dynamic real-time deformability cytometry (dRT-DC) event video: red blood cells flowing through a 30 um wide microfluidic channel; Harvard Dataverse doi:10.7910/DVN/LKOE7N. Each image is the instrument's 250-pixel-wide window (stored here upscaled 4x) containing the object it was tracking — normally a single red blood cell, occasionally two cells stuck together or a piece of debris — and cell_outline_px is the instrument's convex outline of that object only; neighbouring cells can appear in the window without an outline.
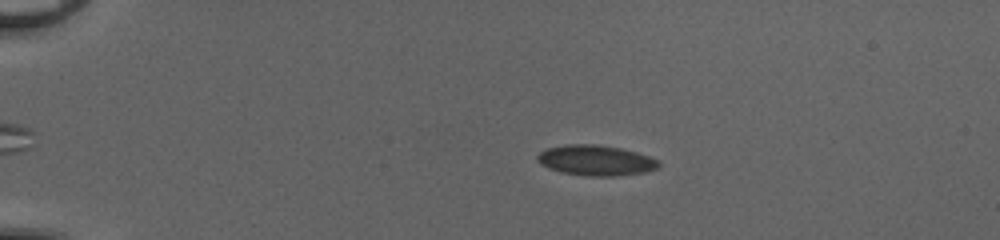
{"species": "common noctule bat (a hibernating species)", "species_latin": "Nyctalus noctula", "temperature_condition": "cold", "stored_images_in_passage": 55, "camera_frame_rate_fps": 3000, "um_per_image_px": 0.085, "animal": {"sex": "female", "body_mass_g": 20.0, "forearm_length_mm": 54.0}, "frame": {"image": 1, "passage_image": 13, "time_ms": 4.0, "image_size_px": [1000, 240], "cell_outline_px": [[660, 164], [656, 168], [644, 172], [612, 176], [592, 176], [560, 172], [548, 168], [540, 164], [536, 160], [536, 156], [540, 152], [548, 148], [568, 144], [596, 144], [620, 148], [636, 152], [648, 156], [656, 160]], "centroid_in_image_um": [50.59, 13.62], "position_along_channel_um": 34.4, "area_um2": 21.27}}
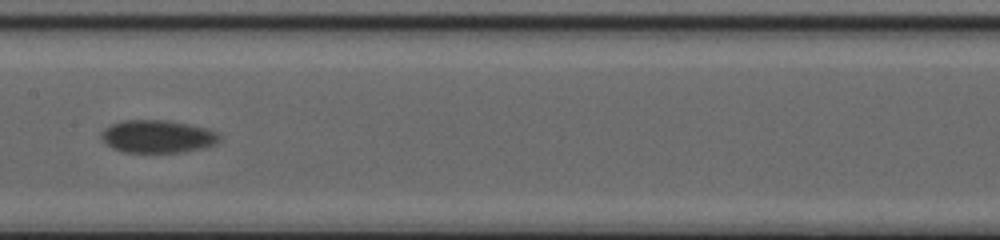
{"frame": {"image": 2, "passage_image": 31, "time_ms": 10.0, "image_size_px": [1000, 240], "cell_outline_px": [[220, 140], [212, 144], [200, 148], [184, 152], [124, 152], [112, 148], [100, 136], [100, 132], [104, 128], [112, 124], [124, 120], [168, 120], [188, 124], [204, 128], [216, 132], [220, 136]], "centroid_in_image_um": [13.35, 11.59], "position_along_channel_um": 194.1, "area_um2": 22.31}}
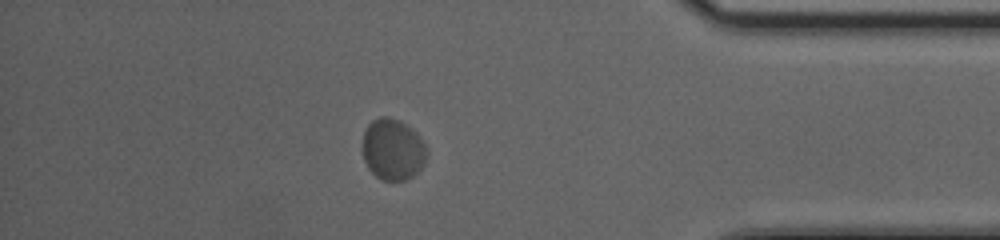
{"frame": {"image": 3, "passage_image": 49, "time_ms": 16.0, "image_size_px": [1000, 240], "cell_outline_px": [[424, 164], [412, 176], [404, 180], [380, 180], [368, 168], [364, 160], [364, 132], [368, 124], [372, 120], [380, 116], [388, 116], [400, 120], [416, 132], [424, 144]], "centroid_in_image_um": [33.36, 12.68], "position_along_channel_um": 401.8, "area_um2": 22.54}, "authors_computed_cell_mechanics": {"area_um2": 21.675, "velocity_mm_per_s": 3.8989, "shape_relaxation_time_tau1_ms": 4.2254, "shape_relaxation_time_tau2_ms": null, "deformation_change_tau1": 0.0934, "deformation_change_tau2": null}}